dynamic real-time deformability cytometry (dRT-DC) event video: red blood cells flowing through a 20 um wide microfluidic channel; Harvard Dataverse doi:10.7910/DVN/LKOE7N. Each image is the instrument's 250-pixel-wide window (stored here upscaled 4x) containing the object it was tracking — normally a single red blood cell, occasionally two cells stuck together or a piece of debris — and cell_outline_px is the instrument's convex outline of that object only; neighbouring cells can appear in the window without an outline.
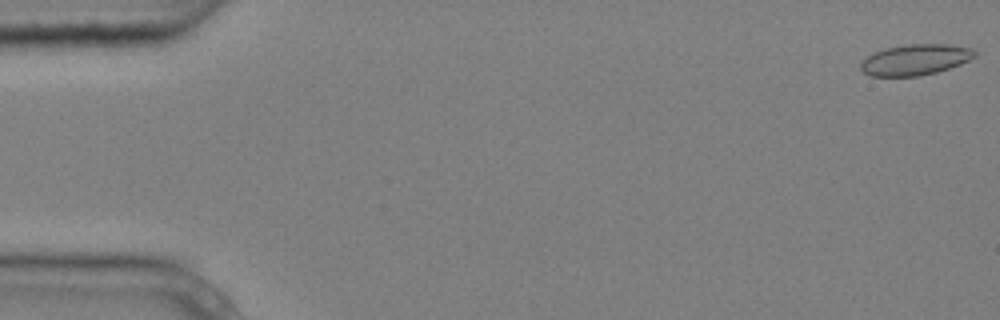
{"species": "common noctule bat (a hibernating species)", "species_latin": "Nyctalus noctula", "temperature_condition": "cold", "stored_images_in_passage": 7, "camera_frame_rate_fps": 3000, "um_per_image_px": 0.085, "animal": {"sex": "male", "body_mass_g": 20.4}, "frame": {"image": 1, "passage_image": 1, "time_ms": 0.0, "image_size_px": [1000, 320], "cell_outline_px": [[976, 56], [960, 64], [936, 72], [920, 76], [872, 76], [864, 72], [860, 68], [860, 64], [872, 52], [884, 48], [908, 44], [948, 44], [972, 48], [976, 52]], "centroid_in_image_um": [77.79, 5.06], "position_along_channel_um": 7.2, "area_um2": 20.46}}
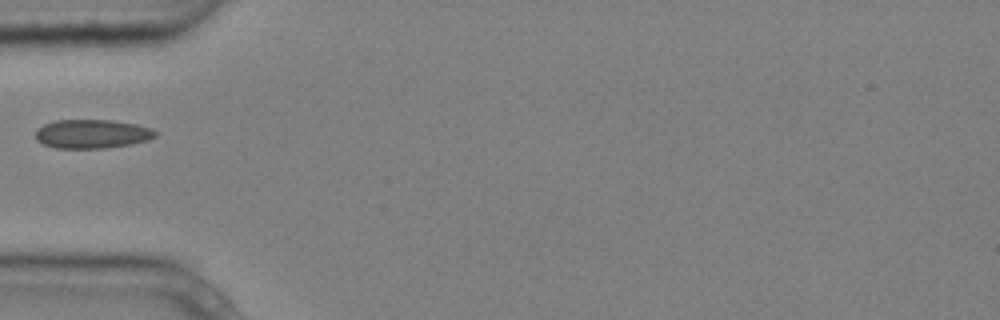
{"frame": {"image": 2, "passage_image": 6, "time_ms": 1.667, "image_size_px": [1000, 320], "cell_outline_px": [[156, 136], [148, 140], [132, 144], [104, 148], [56, 148], [44, 144], [36, 140], [36, 128], [44, 124], [56, 120], [112, 120], [136, 124], [152, 128], [156, 132]], "centroid_in_image_um": [7.82, 11.38], "position_along_channel_um": 77.2, "area_um2": 20.23}}
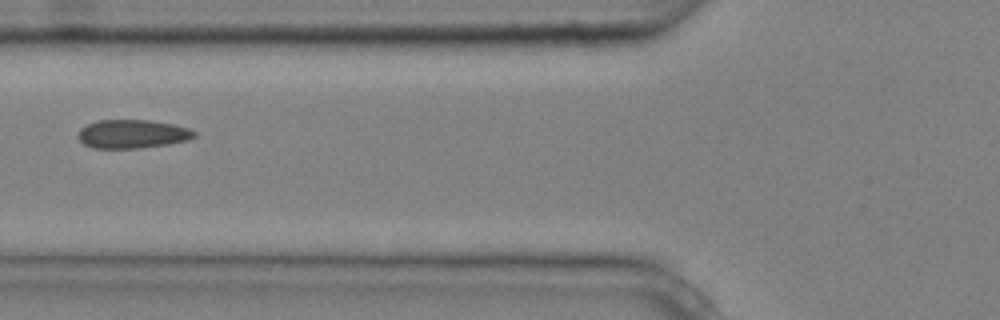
{"frame": {"image": 3, "passage_image": 7, "time_ms": 2.0, "image_size_px": [1000, 320], "cell_outline_px": [[196, 136], [188, 140], [168, 144], [136, 148], [92, 148], [84, 144], [76, 136], [80, 128], [88, 124], [100, 120], [148, 120], [172, 124], [188, 128], [196, 132]], "centroid_in_image_um": [11.23, 11.39], "position_along_channel_um": 114.6, "area_um2": 19.31}}